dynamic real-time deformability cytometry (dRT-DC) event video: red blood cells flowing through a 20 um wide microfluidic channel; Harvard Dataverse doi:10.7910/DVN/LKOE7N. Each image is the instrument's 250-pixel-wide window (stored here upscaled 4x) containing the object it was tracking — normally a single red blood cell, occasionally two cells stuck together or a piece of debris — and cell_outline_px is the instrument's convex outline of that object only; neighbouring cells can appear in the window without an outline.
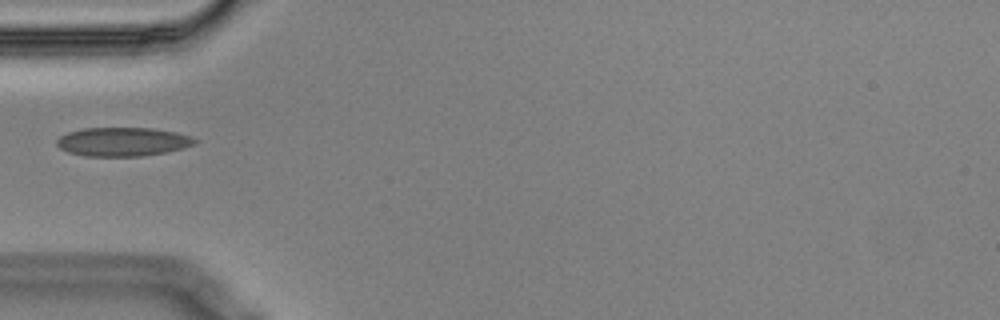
{"species": "Egyptian fruit bat (a non-hibernating species)", "species_latin": "Rousettus aegyptiacus", "temperature_condition": "cold", "stored_images_in_passage": 39, "camera_frame_rate_fps": 3000, "um_per_image_px": 0.085, "animal": {"sex": "male"}, "frame": {"image": 1, "passage_image": 1, "time_ms": 0.0, "image_size_px": [1000, 320], "cell_outline_px": [[200, 140], [196, 144], [184, 148], [164, 152], [140, 156], [84, 156], [68, 152], [60, 148], [56, 144], [56, 140], [60, 136], [68, 132], [84, 128], [152, 128], [176, 132], [192, 136]], "centroid_in_image_um": [10.46, 12.04], "position_along_channel_um": 74.5, "area_um2": 23.29}}
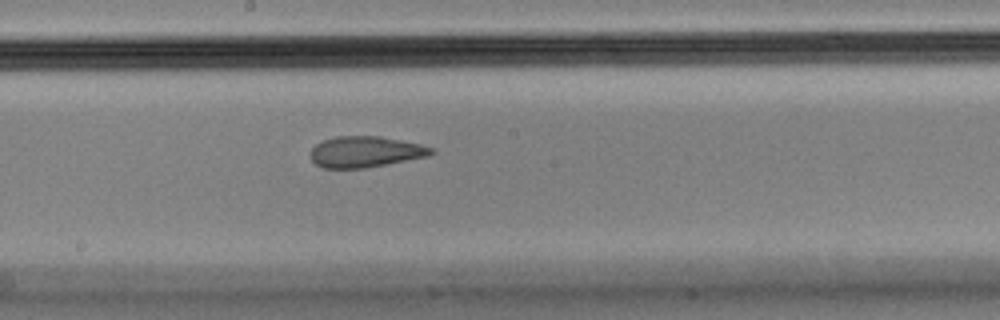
{"frame": {"image": 2, "passage_image": 13, "time_ms": 4.0, "image_size_px": [1000, 320], "cell_outline_px": [[436, 152], [428, 156], [364, 168], [324, 168], [316, 164], [312, 160], [312, 148], [316, 144], [324, 140], [336, 136], [380, 136], [420, 144], [432, 148]], "centroid_in_image_um": [31.06, 12.9], "position_along_channel_um": 217.1, "area_um2": 21.56}}
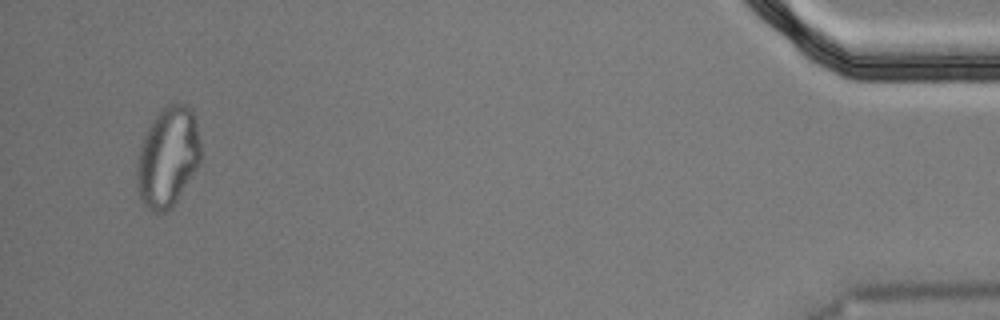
{"frame": {"image": 3, "passage_image": 37, "time_ms": 12.0, "image_size_px": [1000, 320], "cell_outline_px": [[200, 164], [172, 208], [164, 212], [152, 212], [140, 200], [136, 180], [136, 168], [140, 144], [148, 128], [156, 116], [168, 104], [184, 104], [192, 108], [196, 120], [200, 140]], "centroid_in_image_um": [14.27, 13.37], "position_along_channel_um": 420.9, "area_um2": 37.34}}